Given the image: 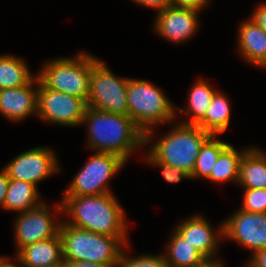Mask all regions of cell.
<instances>
[{
    "label": "cell",
    "mask_w": 266,
    "mask_h": 267,
    "mask_svg": "<svg viewBox=\"0 0 266 267\" xmlns=\"http://www.w3.org/2000/svg\"><path fill=\"white\" fill-rule=\"evenodd\" d=\"M13 257H5L4 255H0V267H19L16 256L14 255Z\"/></svg>",
    "instance_id": "obj_35"
},
{
    "label": "cell",
    "mask_w": 266,
    "mask_h": 267,
    "mask_svg": "<svg viewBox=\"0 0 266 267\" xmlns=\"http://www.w3.org/2000/svg\"><path fill=\"white\" fill-rule=\"evenodd\" d=\"M224 241L230 240L252 251L266 249V213L236 209L223 220Z\"/></svg>",
    "instance_id": "obj_12"
},
{
    "label": "cell",
    "mask_w": 266,
    "mask_h": 267,
    "mask_svg": "<svg viewBox=\"0 0 266 267\" xmlns=\"http://www.w3.org/2000/svg\"><path fill=\"white\" fill-rule=\"evenodd\" d=\"M129 244L121 252L118 267H167L163 253L161 254H139L130 256Z\"/></svg>",
    "instance_id": "obj_26"
},
{
    "label": "cell",
    "mask_w": 266,
    "mask_h": 267,
    "mask_svg": "<svg viewBox=\"0 0 266 267\" xmlns=\"http://www.w3.org/2000/svg\"><path fill=\"white\" fill-rule=\"evenodd\" d=\"M63 221L88 231L118 237L130 244L126 212L113 193L89 196H63ZM68 216V217H67Z\"/></svg>",
    "instance_id": "obj_1"
},
{
    "label": "cell",
    "mask_w": 266,
    "mask_h": 267,
    "mask_svg": "<svg viewBox=\"0 0 266 267\" xmlns=\"http://www.w3.org/2000/svg\"><path fill=\"white\" fill-rule=\"evenodd\" d=\"M38 76L28 85L0 89V114L11 122L37 117Z\"/></svg>",
    "instance_id": "obj_15"
},
{
    "label": "cell",
    "mask_w": 266,
    "mask_h": 267,
    "mask_svg": "<svg viewBox=\"0 0 266 267\" xmlns=\"http://www.w3.org/2000/svg\"><path fill=\"white\" fill-rule=\"evenodd\" d=\"M208 267H225V266L222 262V263H211Z\"/></svg>",
    "instance_id": "obj_36"
},
{
    "label": "cell",
    "mask_w": 266,
    "mask_h": 267,
    "mask_svg": "<svg viewBox=\"0 0 266 267\" xmlns=\"http://www.w3.org/2000/svg\"><path fill=\"white\" fill-rule=\"evenodd\" d=\"M243 189L266 188V152L250 147L241 158L238 183Z\"/></svg>",
    "instance_id": "obj_20"
},
{
    "label": "cell",
    "mask_w": 266,
    "mask_h": 267,
    "mask_svg": "<svg viewBox=\"0 0 266 267\" xmlns=\"http://www.w3.org/2000/svg\"><path fill=\"white\" fill-rule=\"evenodd\" d=\"M127 162L112 153L94 152L76 173L63 196H89L113 193L109 181L117 175Z\"/></svg>",
    "instance_id": "obj_7"
},
{
    "label": "cell",
    "mask_w": 266,
    "mask_h": 267,
    "mask_svg": "<svg viewBox=\"0 0 266 267\" xmlns=\"http://www.w3.org/2000/svg\"><path fill=\"white\" fill-rule=\"evenodd\" d=\"M209 3H211V0H170V6L191 8L198 11L204 10L210 5Z\"/></svg>",
    "instance_id": "obj_29"
},
{
    "label": "cell",
    "mask_w": 266,
    "mask_h": 267,
    "mask_svg": "<svg viewBox=\"0 0 266 267\" xmlns=\"http://www.w3.org/2000/svg\"><path fill=\"white\" fill-rule=\"evenodd\" d=\"M249 17L266 32V2L257 4Z\"/></svg>",
    "instance_id": "obj_30"
},
{
    "label": "cell",
    "mask_w": 266,
    "mask_h": 267,
    "mask_svg": "<svg viewBox=\"0 0 266 267\" xmlns=\"http://www.w3.org/2000/svg\"><path fill=\"white\" fill-rule=\"evenodd\" d=\"M132 2L144 8L154 9L156 12L170 6V0H132Z\"/></svg>",
    "instance_id": "obj_31"
},
{
    "label": "cell",
    "mask_w": 266,
    "mask_h": 267,
    "mask_svg": "<svg viewBox=\"0 0 266 267\" xmlns=\"http://www.w3.org/2000/svg\"><path fill=\"white\" fill-rule=\"evenodd\" d=\"M3 169L10 179L26 181L38 187L43 180L57 175L61 167L56 152L50 146H38L21 152Z\"/></svg>",
    "instance_id": "obj_11"
},
{
    "label": "cell",
    "mask_w": 266,
    "mask_h": 267,
    "mask_svg": "<svg viewBox=\"0 0 266 267\" xmlns=\"http://www.w3.org/2000/svg\"><path fill=\"white\" fill-rule=\"evenodd\" d=\"M83 125L88 131L87 148L93 152L112 153L128 163L132 153L145 148V133L128 115L87 106L81 126Z\"/></svg>",
    "instance_id": "obj_2"
},
{
    "label": "cell",
    "mask_w": 266,
    "mask_h": 267,
    "mask_svg": "<svg viewBox=\"0 0 266 267\" xmlns=\"http://www.w3.org/2000/svg\"><path fill=\"white\" fill-rule=\"evenodd\" d=\"M110 67L92 54L90 92L87 106L102 111L128 115V77L116 76Z\"/></svg>",
    "instance_id": "obj_8"
},
{
    "label": "cell",
    "mask_w": 266,
    "mask_h": 267,
    "mask_svg": "<svg viewBox=\"0 0 266 267\" xmlns=\"http://www.w3.org/2000/svg\"><path fill=\"white\" fill-rule=\"evenodd\" d=\"M160 138H155L156 129L145 133L144 147L146 148L144 162H166L173 167L185 170L192 175L196 158L204 141L210 136L208 132L197 125L184 124L178 121Z\"/></svg>",
    "instance_id": "obj_3"
},
{
    "label": "cell",
    "mask_w": 266,
    "mask_h": 267,
    "mask_svg": "<svg viewBox=\"0 0 266 267\" xmlns=\"http://www.w3.org/2000/svg\"><path fill=\"white\" fill-rule=\"evenodd\" d=\"M250 255L251 257L245 262L248 267H266V249L255 251Z\"/></svg>",
    "instance_id": "obj_32"
},
{
    "label": "cell",
    "mask_w": 266,
    "mask_h": 267,
    "mask_svg": "<svg viewBox=\"0 0 266 267\" xmlns=\"http://www.w3.org/2000/svg\"><path fill=\"white\" fill-rule=\"evenodd\" d=\"M52 267H69L68 262L62 261L60 264L52 266Z\"/></svg>",
    "instance_id": "obj_37"
},
{
    "label": "cell",
    "mask_w": 266,
    "mask_h": 267,
    "mask_svg": "<svg viewBox=\"0 0 266 267\" xmlns=\"http://www.w3.org/2000/svg\"><path fill=\"white\" fill-rule=\"evenodd\" d=\"M148 165H152L155 168H159L161 171L162 177L167 183L176 184L179 183L182 179H191L185 170L179 167H173L166 162H145Z\"/></svg>",
    "instance_id": "obj_28"
},
{
    "label": "cell",
    "mask_w": 266,
    "mask_h": 267,
    "mask_svg": "<svg viewBox=\"0 0 266 267\" xmlns=\"http://www.w3.org/2000/svg\"><path fill=\"white\" fill-rule=\"evenodd\" d=\"M38 187L32 183L10 179L3 209L16 214L34 209L44 202Z\"/></svg>",
    "instance_id": "obj_21"
},
{
    "label": "cell",
    "mask_w": 266,
    "mask_h": 267,
    "mask_svg": "<svg viewBox=\"0 0 266 267\" xmlns=\"http://www.w3.org/2000/svg\"><path fill=\"white\" fill-rule=\"evenodd\" d=\"M224 91L217 90L211 100L204 118L197 124L198 127L210 135L225 133L231 121V100Z\"/></svg>",
    "instance_id": "obj_22"
},
{
    "label": "cell",
    "mask_w": 266,
    "mask_h": 267,
    "mask_svg": "<svg viewBox=\"0 0 266 267\" xmlns=\"http://www.w3.org/2000/svg\"><path fill=\"white\" fill-rule=\"evenodd\" d=\"M217 90L218 89H214L204 78L195 80L188 92L187 106H185V108L176 106V118L179 117L177 115H179L178 112H180L182 115L184 113V117L186 116L190 119L185 118L181 121L177 119V121L184 124L197 125L206 115L211 100Z\"/></svg>",
    "instance_id": "obj_19"
},
{
    "label": "cell",
    "mask_w": 266,
    "mask_h": 267,
    "mask_svg": "<svg viewBox=\"0 0 266 267\" xmlns=\"http://www.w3.org/2000/svg\"><path fill=\"white\" fill-rule=\"evenodd\" d=\"M29 68L20 56L0 54V89L28 85L37 76Z\"/></svg>",
    "instance_id": "obj_23"
},
{
    "label": "cell",
    "mask_w": 266,
    "mask_h": 267,
    "mask_svg": "<svg viewBox=\"0 0 266 267\" xmlns=\"http://www.w3.org/2000/svg\"><path fill=\"white\" fill-rule=\"evenodd\" d=\"M217 137L219 135H210L202 144L190 176L192 180H206L210 176L219 154L230 144V142Z\"/></svg>",
    "instance_id": "obj_25"
},
{
    "label": "cell",
    "mask_w": 266,
    "mask_h": 267,
    "mask_svg": "<svg viewBox=\"0 0 266 267\" xmlns=\"http://www.w3.org/2000/svg\"><path fill=\"white\" fill-rule=\"evenodd\" d=\"M48 205L44 201L34 209L17 213L13 223L14 243L17 248L15 255L26 245L50 239L59 233L63 220L59 218L63 217L61 201L52 205V209Z\"/></svg>",
    "instance_id": "obj_9"
},
{
    "label": "cell",
    "mask_w": 266,
    "mask_h": 267,
    "mask_svg": "<svg viewBox=\"0 0 266 267\" xmlns=\"http://www.w3.org/2000/svg\"><path fill=\"white\" fill-rule=\"evenodd\" d=\"M19 267H52L63 261L59 233L23 247L16 255Z\"/></svg>",
    "instance_id": "obj_17"
},
{
    "label": "cell",
    "mask_w": 266,
    "mask_h": 267,
    "mask_svg": "<svg viewBox=\"0 0 266 267\" xmlns=\"http://www.w3.org/2000/svg\"><path fill=\"white\" fill-rule=\"evenodd\" d=\"M128 116L146 133L161 125H173L176 106L155 84L146 79L130 78L127 89Z\"/></svg>",
    "instance_id": "obj_4"
},
{
    "label": "cell",
    "mask_w": 266,
    "mask_h": 267,
    "mask_svg": "<svg viewBox=\"0 0 266 267\" xmlns=\"http://www.w3.org/2000/svg\"><path fill=\"white\" fill-rule=\"evenodd\" d=\"M199 12L196 9L169 6L157 11L153 30L170 43L182 44L192 39L200 28Z\"/></svg>",
    "instance_id": "obj_13"
},
{
    "label": "cell",
    "mask_w": 266,
    "mask_h": 267,
    "mask_svg": "<svg viewBox=\"0 0 266 267\" xmlns=\"http://www.w3.org/2000/svg\"><path fill=\"white\" fill-rule=\"evenodd\" d=\"M10 178L6 171L2 168L0 170V207L3 208L6 193L8 191Z\"/></svg>",
    "instance_id": "obj_33"
},
{
    "label": "cell",
    "mask_w": 266,
    "mask_h": 267,
    "mask_svg": "<svg viewBox=\"0 0 266 267\" xmlns=\"http://www.w3.org/2000/svg\"><path fill=\"white\" fill-rule=\"evenodd\" d=\"M163 256L167 267H208L211 262L173 228Z\"/></svg>",
    "instance_id": "obj_18"
},
{
    "label": "cell",
    "mask_w": 266,
    "mask_h": 267,
    "mask_svg": "<svg viewBox=\"0 0 266 267\" xmlns=\"http://www.w3.org/2000/svg\"><path fill=\"white\" fill-rule=\"evenodd\" d=\"M236 149L231 143L219 154L210 176L206 180L219 183L232 182L237 185L239 179L240 161L243 154L250 148Z\"/></svg>",
    "instance_id": "obj_24"
},
{
    "label": "cell",
    "mask_w": 266,
    "mask_h": 267,
    "mask_svg": "<svg viewBox=\"0 0 266 267\" xmlns=\"http://www.w3.org/2000/svg\"><path fill=\"white\" fill-rule=\"evenodd\" d=\"M249 18V19H248ZM239 23L237 53L255 68L266 69V32L250 17Z\"/></svg>",
    "instance_id": "obj_16"
},
{
    "label": "cell",
    "mask_w": 266,
    "mask_h": 267,
    "mask_svg": "<svg viewBox=\"0 0 266 267\" xmlns=\"http://www.w3.org/2000/svg\"><path fill=\"white\" fill-rule=\"evenodd\" d=\"M62 256L65 262L89 261L103 264H119L121 252L126 246L118 237L98 234L66 224L59 228Z\"/></svg>",
    "instance_id": "obj_5"
},
{
    "label": "cell",
    "mask_w": 266,
    "mask_h": 267,
    "mask_svg": "<svg viewBox=\"0 0 266 267\" xmlns=\"http://www.w3.org/2000/svg\"><path fill=\"white\" fill-rule=\"evenodd\" d=\"M91 69L92 54L82 50L73 56L51 58L42 65L37 76L47 88L87 102Z\"/></svg>",
    "instance_id": "obj_6"
},
{
    "label": "cell",
    "mask_w": 266,
    "mask_h": 267,
    "mask_svg": "<svg viewBox=\"0 0 266 267\" xmlns=\"http://www.w3.org/2000/svg\"><path fill=\"white\" fill-rule=\"evenodd\" d=\"M182 220L174 230L211 263H222L217 255L219 246L224 241L223 221L215 229L202 214L197 213Z\"/></svg>",
    "instance_id": "obj_14"
},
{
    "label": "cell",
    "mask_w": 266,
    "mask_h": 267,
    "mask_svg": "<svg viewBox=\"0 0 266 267\" xmlns=\"http://www.w3.org/2000/svg\"><path fill=\"white\" fill-rule=\"evenodd\" d=\"M87 102L79 97L47 88L38 78L37 118L65 127L81 126Z\"/></svg>",
    "instance_id": "obj_10"
},
{
    "label": "cell",
    "mask_w": 266,
    "mask_h": 267,
    "mask_svg": "<svg viewBox=\"0 0 266 267\" xmlns=\"http://www.w3.org/2000/svg\"><path fill=\"white\" fill-rule=\"evenodd\" d=\"M243 190V204L238 208L251 213H266V188Z\"/></svg>",
    "instance_id": "obj_27"
},
{
    "label": "cell",
    "mask_w": 266,
    "mask_h": 267,
    "mask_svg": "<svg viewBox=\"0 0 266 267\" xmlns=\"http://www.w3.org/2000/svg\"><path fill=\"white\" fill-rule=\"evenodd\" d=\"M69 267H118V264H103L89 261L68 262Z\"/></svg>",
    "instance_id": "obj_34"
}]
</instances>
